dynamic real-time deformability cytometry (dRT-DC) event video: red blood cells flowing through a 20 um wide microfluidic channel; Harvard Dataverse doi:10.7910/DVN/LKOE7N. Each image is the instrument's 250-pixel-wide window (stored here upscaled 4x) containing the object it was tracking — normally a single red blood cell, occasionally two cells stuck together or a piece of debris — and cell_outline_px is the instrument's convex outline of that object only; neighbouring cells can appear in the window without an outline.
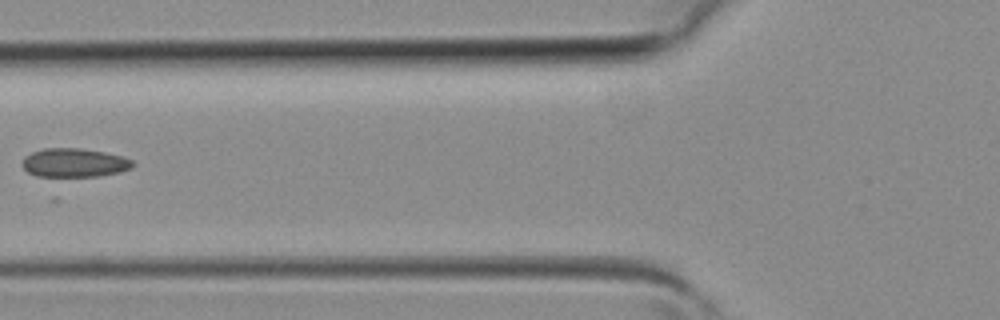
{"species": "common noctule bat (a hibernating species)", "species_latin": "Nyctalus noctula", "temperature_condition": "room temperature", "stored_images_in_passage": 4, "camera_frame_rate_fps": 3000, "um_per_image_px": 0.085, "animal": {"sex": "female", "body_mass_g": 19.3, "forearm_length_mm": 54.1}, "frame": {"image": 1, "passage_image": 4, "time_ms": 1.0, "image_size_px": [1000, 320], "cell_outline_px": [[136, 164], [132, 168], [120, 172], [100, 176], [56, 180], [36, 176], [28, 172], [20, 164], [24, 156], [32, 152], [44, 148], [80, 148], [104, 152], [124, 156], [132, 160]], "centroid_in_image_um": [6.28, 13.89], "position_along_channel_um": 119.5, "area_um2": 19.65}}